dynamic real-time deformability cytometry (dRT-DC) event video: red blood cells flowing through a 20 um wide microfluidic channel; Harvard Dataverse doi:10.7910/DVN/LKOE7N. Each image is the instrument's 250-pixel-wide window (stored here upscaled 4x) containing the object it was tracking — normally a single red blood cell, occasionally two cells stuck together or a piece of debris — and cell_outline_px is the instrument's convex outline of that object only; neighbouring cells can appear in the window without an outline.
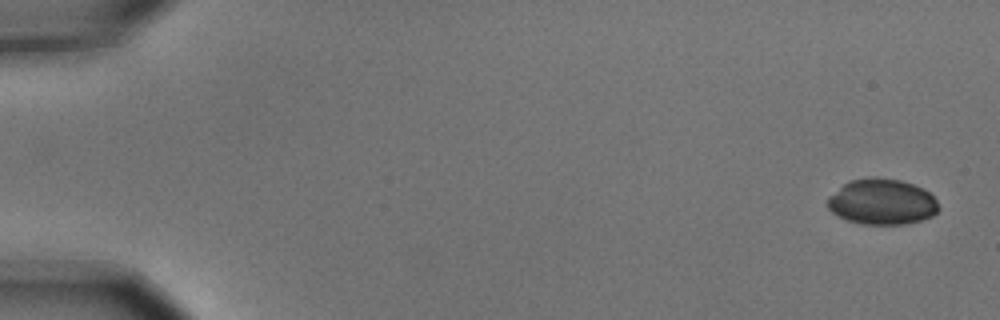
{"species": "common noctule bat (a hibernating species)", "species_latin": "Nyctalus noctula", "temperature_condition": "cold", "stored_images_in_passage": 8, "camera_frame_rate_fps": 3000, "um_per_image_px": 0.085, "animal": {"sex": "male", "body_mass_g": 15.6}, "frame": {"image": 1, "passage_image": 1, "time_ms": 0.0, "image_size_px": [1000, 320], "cell_outline_px": [[940, 208], [932, 216], [920, 220], [904, 224], [864, 224], [848, 220], [832, 212], [828, 208], [828, 196], [848, 180], [872, 176], [900, 180], [924, 188], [936, 200]], "centroid_in_image_um": [74.96, 17.13], "position_along_channel_um": 10.0, "area_um2": 29.59}}
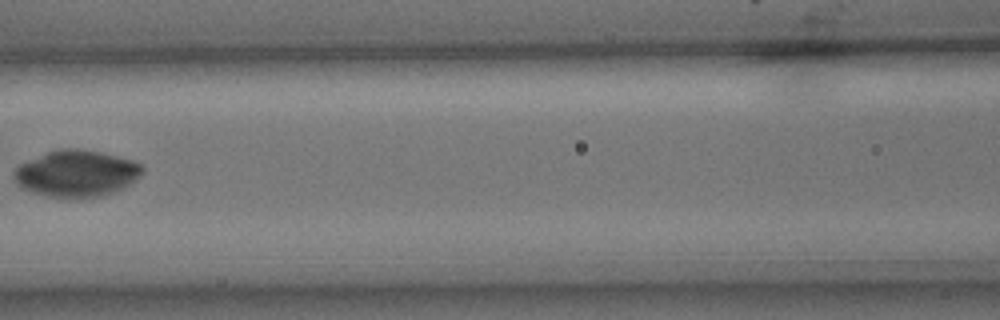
{"frame": {"image": 2, "passage_image": 7, "time_ms": 2.0, "image_size_px": [1000, 320], "cell_outline_px": [[144, 172], [140, 176], [124, 188], [100, 196], [80, 200], [72, 200], [44, 196], [32, 192], [16, 184], [12, 176], [16, 168], [20, 164], [48, 152], [64, 148], [76, 148], [100, 152], [132, 160], [140, 164], [144, 168]], "centroid_in_image_um": [6.49, 14.79], "position_along_channel_um": 160.1, "area_um2": 35.2}}
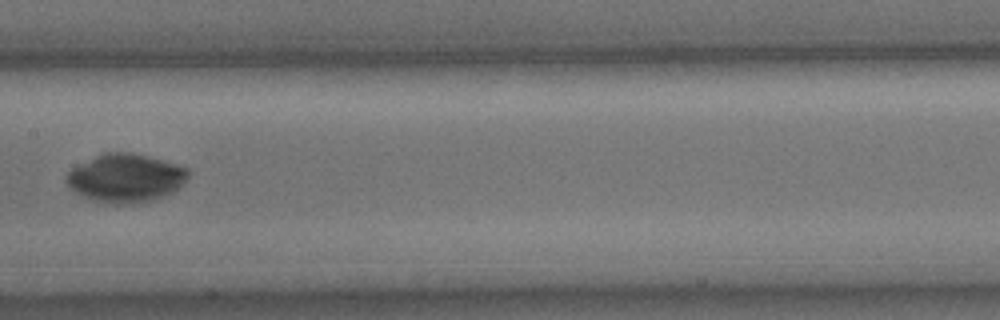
{"frame": {"image": 3, "passage_image": 8, "time_ms": 2.333, "image_size_px": [1000, 320], "cell_outline_px": [[188, 176], [172, 192], [164, 196], [148, 200], [128, 204], [108, 204], [92, 200], [76, 192], [64, 180], [68, 172], [72, 168], [104, 152], [128, 152], [160, 160], [188, 168]], "centroid_in_image_um": [10.63, 15.14], "position_along_channel_um": 196.8, "area_um2": 33.58}}